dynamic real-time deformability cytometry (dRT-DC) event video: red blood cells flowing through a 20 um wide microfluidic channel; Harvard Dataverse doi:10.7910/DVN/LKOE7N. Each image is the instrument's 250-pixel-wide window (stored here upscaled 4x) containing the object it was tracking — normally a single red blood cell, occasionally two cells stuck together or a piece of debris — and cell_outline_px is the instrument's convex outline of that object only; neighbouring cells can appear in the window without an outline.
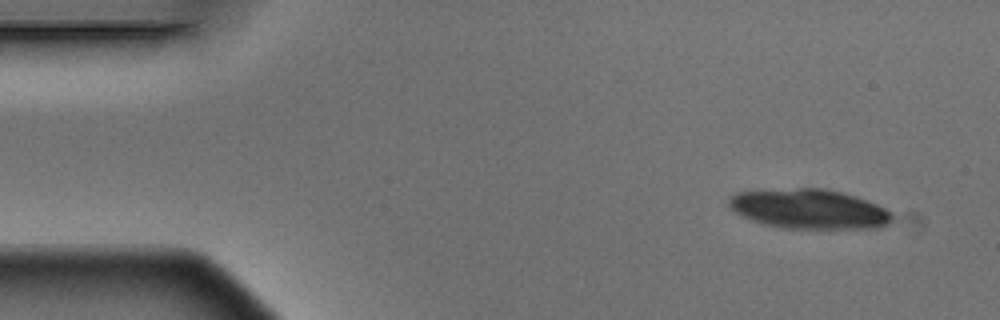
{"species": "Egyptian fruit bat (a non-hibernating species)", "species_latin": "Rousettus aegyptiacus", "temperature_condition": "warm", "stored_images_in_passage": 4, "camera_frame_rate_fps": 3000, "um_per_image_px": 0.085, "animal": {"sex": "male"}, "frame": {"image": 1, "passage_image": 1, "time_ms": 0.0, "image_size_px": [1000, 320], "cell_outline_px": [[892, 220], [888, 224], [880, 228], [780, 228], [764, 224], [752, 220], [736, 212], [728, 204], [728, 196], [736, 192], [796, 188], [828, 188], [844, 192], [856, 196], [876, 204], [892, 212]], "centroid_in_image_um": [68.79, 17.75], "position_along_channel_um": 16.2, "area_um2": 37.8}}